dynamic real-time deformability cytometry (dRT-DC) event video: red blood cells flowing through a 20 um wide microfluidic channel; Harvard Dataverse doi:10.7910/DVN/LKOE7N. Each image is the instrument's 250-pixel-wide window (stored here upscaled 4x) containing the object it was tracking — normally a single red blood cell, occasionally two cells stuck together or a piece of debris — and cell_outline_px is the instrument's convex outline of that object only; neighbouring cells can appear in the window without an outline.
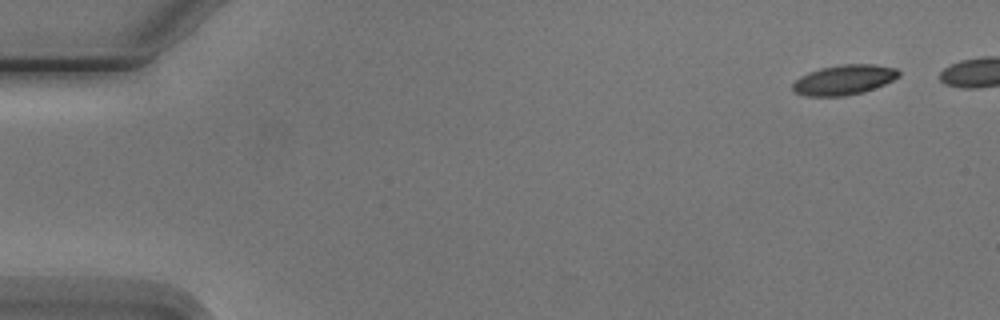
{"species": "Egyptian fruit bat (a non-hibernating species)", "species_latin": "Rousettus aegyptiacus", "temperature_condition": "cold", "stored_images_in_passage": 5, "segment_of_instrument_passage": [2, 2], "camera_frame_rate_fps": 3000, "um_per_image_px": 0.085, "animal": {"sex": "male"}, "frame": {"image": 1, "passage_image": 5, "time_ms": 5.667, "image_size_px": [1000, 320], "cell_outline_px": [[900, 76], [884, 84], [864, 92], [844, 96], [804, 96], [792, 92], [792, 84], [800, 76], [808, 72], [820, 68], [840, 64], [876, 64], [896, 68], [900, 72]], "centroid_in_image_um": [71.71, 6.78], "position_along_channel_um": 13.3, "area_um2": 18.73}}